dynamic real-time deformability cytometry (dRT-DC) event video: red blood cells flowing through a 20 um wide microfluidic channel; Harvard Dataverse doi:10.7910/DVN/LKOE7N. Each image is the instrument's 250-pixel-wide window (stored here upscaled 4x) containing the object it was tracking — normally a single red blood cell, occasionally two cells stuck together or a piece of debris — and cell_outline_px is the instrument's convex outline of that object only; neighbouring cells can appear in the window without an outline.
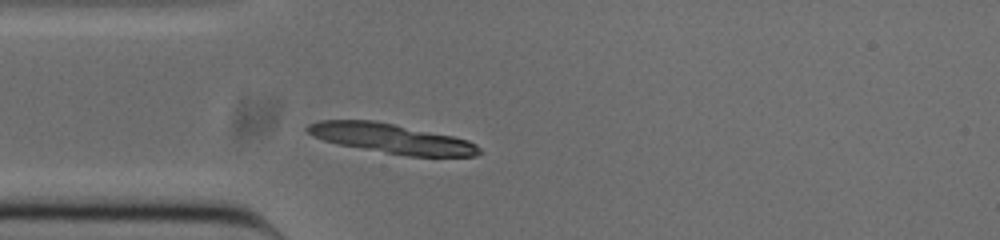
{"species": "common noctule bat (a hibernating species)", "species_latin": "Nyctalus noctula", "temperature_condition": "cold", "stored_images_in_passage": 40, "camera_frame_rate_fps": 3000, "um_per_image_px": 0.085, "animal": {"sex": "male", "body_mass_g": 20.0, "forearm_length_mm": 53.3}, "frame": {"image": 1, "passage_image": 1, "time_ms": 0.0, "image_size_px": [1000, 240], "cell_outline_px": [[480, 152], [476, 156], [408, 156], [336, 144], [312, 136], [304, 128], [308, 124], [320, 120], [376, 120], [452, 136], [468, 140], [476, 144], [480, 148]], "centroid_in_image_um": [33.24, 11.77], "position_along_channel_um": 51.8, "area_um2": 29.59}}